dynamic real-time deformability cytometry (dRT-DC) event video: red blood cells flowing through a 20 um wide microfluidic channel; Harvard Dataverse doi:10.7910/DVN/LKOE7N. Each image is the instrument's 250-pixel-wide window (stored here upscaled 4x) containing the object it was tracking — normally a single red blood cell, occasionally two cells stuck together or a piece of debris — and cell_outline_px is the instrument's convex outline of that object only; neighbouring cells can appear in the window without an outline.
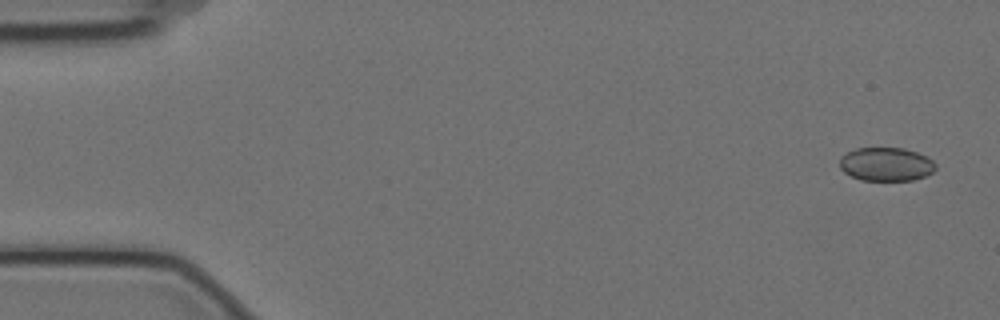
{"species": "Egyptian fruit bat (a non-hibernating species)", "species_latin": "Rousettus aegyptiacus", "temperature_condition": "cold", "stored_images_in_passage": 6, "camera_frame_rate_fps": 3000, "um_per_image_px": 0.085, "animal": {"sex": "female"}, "frame": {"image": 1, "passage_image": 1, "time_ms": 0.0, "image_size_px": [1000, 320], "cell_outline_px": [[936, 168], [932, 172], [924, 176], [912, 180], [860, 180], [844, 172], [840, 168], [840, 156], [856, 148], [904, 148], [928, 156], [936, 164]], "centroid_in_image_um": [75.32, 13.95], "position_along_channel_um": 9.7, "area_um2": 18.79}}
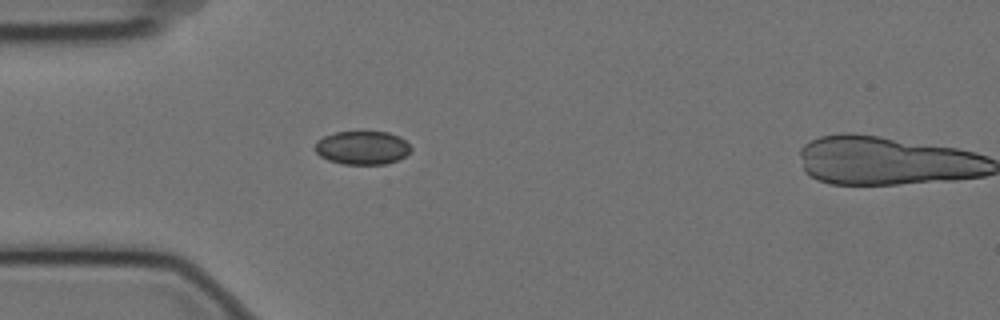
{"frame": {"image": 2, "passage_image": 5, "time_ms": 1.333, "image_size_px": [1000, 320], "cell_outline_px": [[412, 148], [400, 160], [384, 164], [344, 164], [328, 160], [320, 156], [312, 148], [316, 140], [324, 136], [336, 132], [388, 132], [400, 136]], "centroid_in_image_um": [30.76, 12.56], "position_along_channel_um": 54.2, "area_um2": 18.84}}